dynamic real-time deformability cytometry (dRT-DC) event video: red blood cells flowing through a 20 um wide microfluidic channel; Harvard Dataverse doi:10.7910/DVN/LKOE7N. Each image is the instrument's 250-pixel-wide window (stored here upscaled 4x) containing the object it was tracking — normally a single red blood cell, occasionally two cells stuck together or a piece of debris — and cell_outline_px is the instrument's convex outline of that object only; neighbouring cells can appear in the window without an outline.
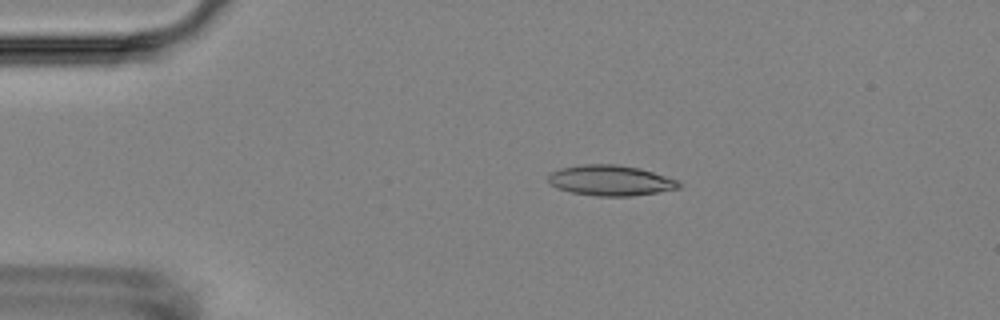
{"species": "Egyptian fruit bat (a non-hibernating species)", "species_latin": "Rousettus aegyptiacus", "temperature_condition": "room temperature", "stored_images_in_passage": 6, "camera_frame_rate_fps": 3000, "um_per_image_px": 0.085, "animal": {"sex": "female"}, "frame": {"image": 1, "passage_image": 4, "time_ms": 3.333, "image_size_px": [1000, 320], "cell_outline_px": [[680, 188], [632, 196], [596, 196], [568, 192], [556, 188], [548, 180], [548, 176], [552, 172], [560, 168], [584, 164], [616, 164], [640, 168], [680, 180]], "centroid_in_image_um": [51.9, 15.34], "position_along_channel_um": 33.1, "area_um2": 23.29}}
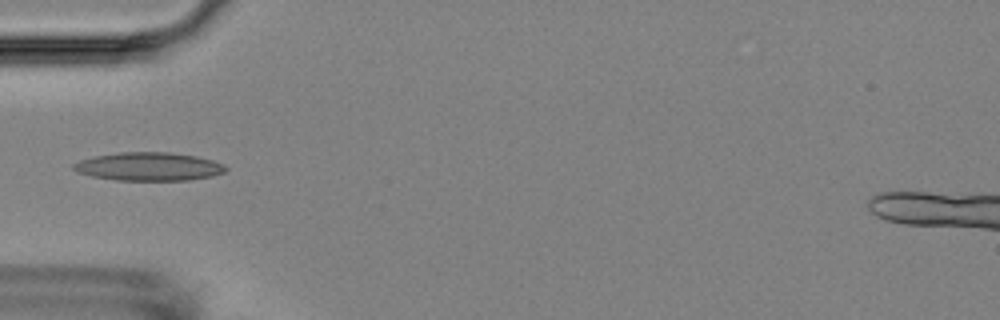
{"frame": {"image": 2, "passage_image": 6, "time_ms": 5.667, "image_size_px": [1000, 320], "cell_outline_px": [[228, 168], [224, 172], [212, 176], [192, 180], [116, 180], [92, 176], [80, 172], [72, 168], [72, 164], [80, 160], [96, 156], [120, 152], [168, 152], [196, 156], [212, 160], [224, 164]], "centroid_in_image_um": [12.68, 14.15], "position_along_channel_um": 72.3, "area_um2": 25.03}}